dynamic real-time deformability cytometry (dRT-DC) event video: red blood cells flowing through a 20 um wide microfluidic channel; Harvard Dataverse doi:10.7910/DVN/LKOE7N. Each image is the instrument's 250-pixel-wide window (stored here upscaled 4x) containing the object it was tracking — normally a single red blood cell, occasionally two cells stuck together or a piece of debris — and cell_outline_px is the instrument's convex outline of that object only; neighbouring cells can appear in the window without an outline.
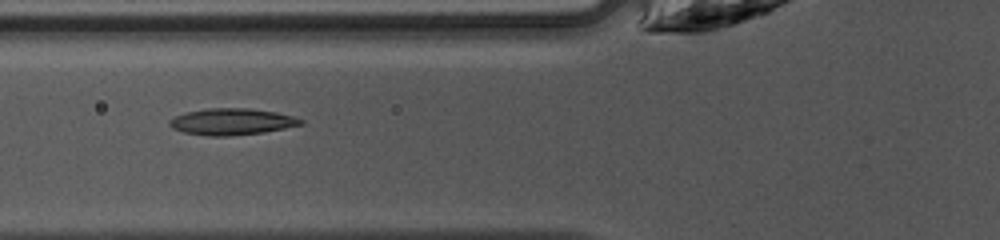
{"species": "common noctule bat (a hibernating species)", "species_latin": "Nyctalus noctula", "temperature_condition": "warm", "stored_images_in_passage": 22, "camera_frame_rate_fps": 3000, "um_per_image_px": 0.085, "animal": {"sex": "female", "body_mass_g": 10.0, "forearm_length_mm": 53.1}, "frame": {"image": 1, "passage_image": 5, "time_ms": 1.333, "image_size_px": [1000, 240], "cell_outline_px": [[304, 124], [264, 132], [232, 136], [208, 136], [184, 132], [172, 128], [168, 124], [168, 120], [176, 116], [188, 112], [208, 108], [248, 108], [276, 112], [292, 116], [304, 120]], "centroid_in_image_um": [19.7, 10.35], "position_along_channel_um": 106.1, "area_um2": 20.23}}
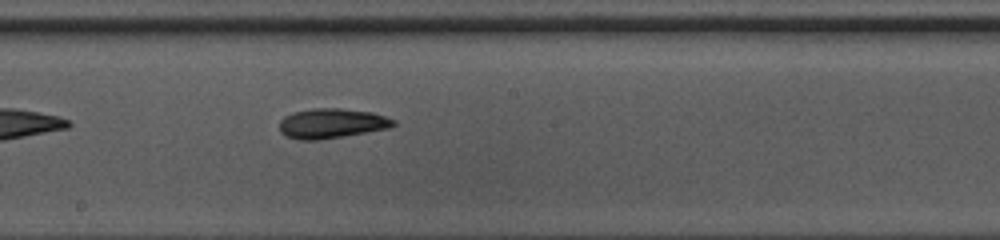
{"frame": {"image": 2, "passage_image": 13, "time_ms": 4.0, "image_size_px": [1000, 240], "cell_outline_px": [[396, 124], [392, 128], [320, 140], [300, 140], [288, 136], [280, 132], [280, 120], [284, 116], [292, 112], [312, 108], [340, 108], [372, 112], [396, 120]], "centroid_in_image_um": [28.21, 10.48], "position_along_channel_um": 220.0, "area_um2": 20.0}}
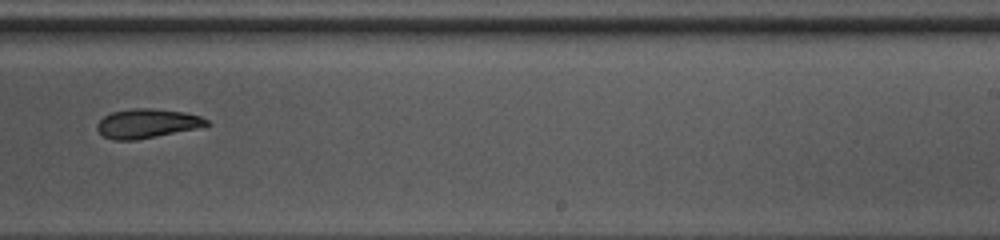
{"frame": {"image": 3, "passage_image": 17, "time_ms": 5.333, "image_size_px": [1000, 240], "cell_outline_px": [[212, 124], [196, 128], [136, 140], [112, 140], [104, 136], [96, 128], [96, 124], [104, 116], [112, 112], [132, 108], [152, 108], [184, 112], [200, 116], [208, 120]], "centroid_in_image_um": [12.49, 10.49], "position_along_channel_um": 276.5, "area_um2": 18.55}}